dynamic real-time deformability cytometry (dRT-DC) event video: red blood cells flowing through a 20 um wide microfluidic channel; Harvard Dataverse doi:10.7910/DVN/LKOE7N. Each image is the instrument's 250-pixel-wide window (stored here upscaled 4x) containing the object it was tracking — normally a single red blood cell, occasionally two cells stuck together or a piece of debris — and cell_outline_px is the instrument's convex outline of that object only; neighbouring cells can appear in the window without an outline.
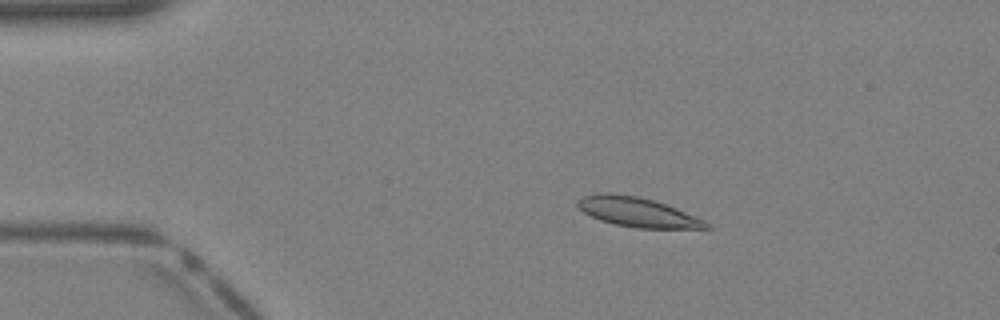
{"species": "Egyptian fruit bat (a non-hibernating species)", "species_latin": "Rousettus aegyptiacus", "temperature_condition": "warm", "stored_images_in_passage": 39, "camera_frame_rate_fps": 3000, "um_per_image_px": 0.085, "animal": {"sex": "female"}, "frame": {"image": 1, "passage_image": 7, "time_ms": 2.0, "image_size_px": [1000, 320], "cell_outline_px": [[712, 228], [636, 228], [616, 224], [600, 220], [584, 212], [576, 204], [576, 200], [584, 196], [608, 192], [636, 196], [652, 200], [676, 208], [704, 220], [712, 224]], "centroid_in_image_um": [54.19, 18.03], "position_along_channel_um": 30.8, "area_um2": 21.79}}
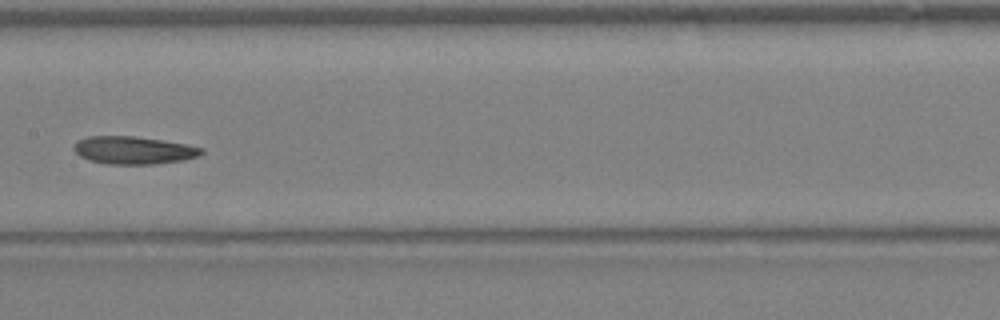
{"frame": {"image": 2, "passage_image": 20, "time_ms": 6.333, "image_size_px": [1000, 320], "cell_outline_px": [[204, 152], [200, 156], [184, 160], [156, 164], [108, 164], [88, 160], [80, 156], [72, 148], [76, 140], [88, 136], [136, 136], [184, 144], [204, 148]], "centroid_in_image_um": [11.34, 12.77], "position_along_channel_um": 196.1, "area_um2": 20.75}}
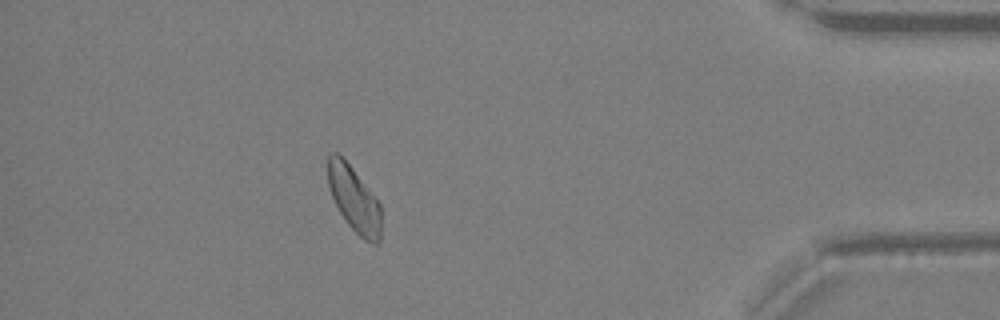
{"frame": {"image": 3, "passage_image": 35, "time_ms": 11.333, "image_size_px": [1000, 320], "cell_outline_px": [[380, 240], [376, 244], [372, 244], [364, 240], [348, 224], [340, 212], [332, 196], [328, 184], [328, 152], [336, 152], [352, 168], [376, 196], [380, 204]], "centroid_in_image_um": [30.11, 16.93], "position_along_channel_um": 405.1, "area_um2": 20.11}}